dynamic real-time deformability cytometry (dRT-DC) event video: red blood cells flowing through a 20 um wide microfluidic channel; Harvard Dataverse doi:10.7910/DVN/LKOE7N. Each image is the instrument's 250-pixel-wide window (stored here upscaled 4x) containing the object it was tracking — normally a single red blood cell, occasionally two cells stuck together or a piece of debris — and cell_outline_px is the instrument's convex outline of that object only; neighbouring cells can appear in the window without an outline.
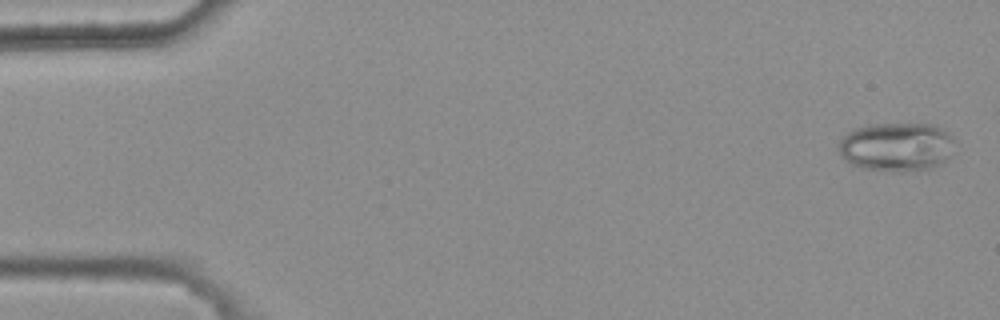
{"species": "common noctule bat (a hibernating species)", "species_latin": "Nyctalus noctula", "temperature_condition": "warm", "stored_images_in_passage": 5, "camera_frame_rate_fps": 3000, "um_per_image_px": 0.085, "animal": {"sex": "female", "body_mass_g": 25.1}, "frame": {"image": 1, "passage_image": 1, "time_ms": 0.0, "image_size_px": [1000, 320], "cell_outline_px": [[956, 140], [948, 160], [944, 164], [932, 168], [904, 172], [892, 172], [864, 168], [852, 164], [844, 160], [840, 152], [840, 140], [852, 128], [864, 124], [932, 124], [948, 132]], "centroid_in_image_um": [76.25, 12.49], "position_along_channel_um": 8.8, "area_um2": 33.58}}